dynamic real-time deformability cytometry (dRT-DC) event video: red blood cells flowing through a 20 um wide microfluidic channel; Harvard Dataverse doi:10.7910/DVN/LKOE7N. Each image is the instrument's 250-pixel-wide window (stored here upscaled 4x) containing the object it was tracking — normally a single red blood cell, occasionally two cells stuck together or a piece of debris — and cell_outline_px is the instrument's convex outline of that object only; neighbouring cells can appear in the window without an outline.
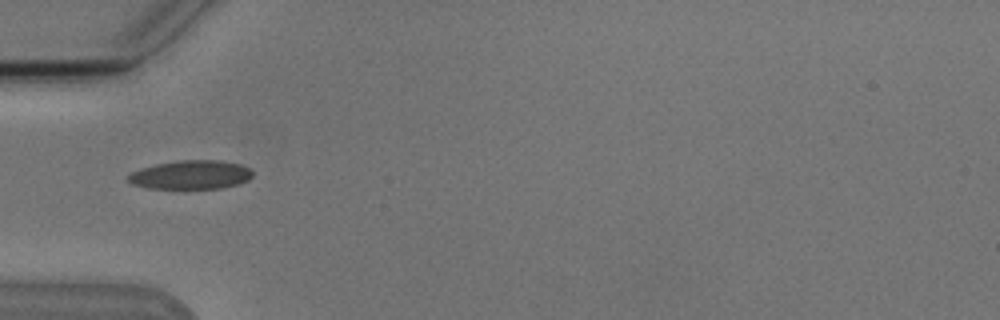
{"species": "Egyptian fruit bat (a non-hibernating species)", "species_latin": "Rousettus aegyptiacus", "temperature_condition": "cold", "stored_images_in_passage": 5, "camera_frame_rate_fps": 3000, "um_per_image_px": 0.085, "animal": {"sex": "male"}, "frame": {"image": 1, "passage_image": 4, "time_ms": 3.333, "image_size_px": [1000, 320], "cell_outline_px": [[252, 176], [248, 180], [236, 184], [220, 188], [184, 192], [148, 188], [132, 184], [128, 180], [128, 176], [132, 172], [140, 168], [156, 164], [180, 160], [220, 160], [240, 164], [248, 168], [252, 172]], "centroid_in_image_um": [16.18, 14.91], "position_along_channel_um": 68.8, "area_um2": 21.73}}